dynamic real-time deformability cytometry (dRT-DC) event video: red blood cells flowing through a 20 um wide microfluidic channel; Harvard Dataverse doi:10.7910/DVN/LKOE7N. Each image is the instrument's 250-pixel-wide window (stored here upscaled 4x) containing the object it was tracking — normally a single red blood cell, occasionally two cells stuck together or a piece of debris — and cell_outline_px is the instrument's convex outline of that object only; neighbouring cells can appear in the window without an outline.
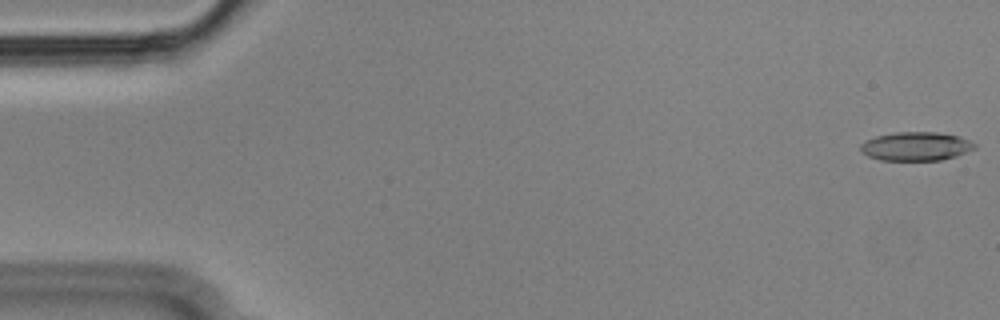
{"species": "Egyptian fruit bat (a non-hibernating species)", "species_latin": "Rousettus aegyptiacus", "temperature_condition": "cold", "stored_images_in_passage": 56, "camera_frame_rate_fps": 3000, "um_per_image_px": 0.085, "animal": {"sex": "male"}, "frame": {"image": 1, "passage_image": 1, "time_ms": 0.0, "image_size_px": [1000, 320], "cell_outline_px": [[976, 148], [956, 156], [940, 160], [880, 160], [868, 156], [860, 152], [860, 144], [876, 136], [896, 132], [936, 132], [960, 136], [976, 144]], "centroid_in_image_um": [77.85, 12.44], "position_along_channel_um": 7.1, "area_um2": 19.07}}
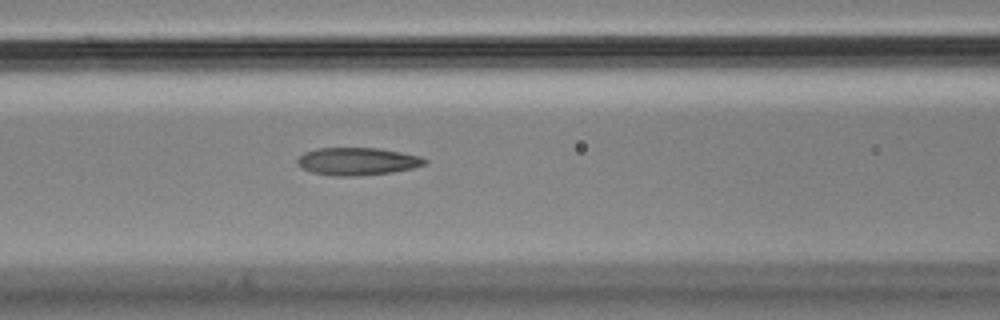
{"frame": {"image": 2, "passage_image": 23, "time_ms": 7.333, "image_size_px": [1000, 320], "cell_outline_px": [[428, 164], [412, 168], [392, 172], [352, 176], [336, 176], [312, 172], [296, 164], [296, 160], [304, 152], [316, 148], [380, 148], [420, 156], [428, 160]], "centroid_in_image_um": [30.38, 13.71], "position_along_channel_um": 136.2, "area_um2": 20.46}}
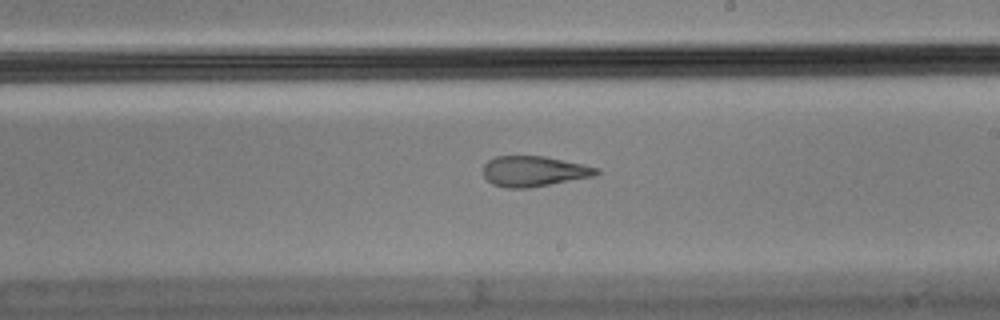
{"frame": {"image": 3, "passage_image": 32, "time_ms": 10.333, "image_size_px": [1000, 320], "cell_outline_px": [[600, 172], [592, 176], [528, 188], [508, 188], [492, 184], [484, 176], [484, 164], [488, 160], [496, 156], [544, 156], [600, 168]], "centroid_in_image_um": [45.35, 14.55], "position_along_channel_um": 243.6, "area_um2": 19.83}, "authors_computed_cell_mechanics": {"area_um2": 20.3456, "velocity_mm_per_s": 3.5907, "shape_relaxation_time_tau1_ms": null, "shape_relaxation_time_tau2_ms": 2.192, "deformation_change_tau1": null, "deformation_change_tau2": 0.1103}}